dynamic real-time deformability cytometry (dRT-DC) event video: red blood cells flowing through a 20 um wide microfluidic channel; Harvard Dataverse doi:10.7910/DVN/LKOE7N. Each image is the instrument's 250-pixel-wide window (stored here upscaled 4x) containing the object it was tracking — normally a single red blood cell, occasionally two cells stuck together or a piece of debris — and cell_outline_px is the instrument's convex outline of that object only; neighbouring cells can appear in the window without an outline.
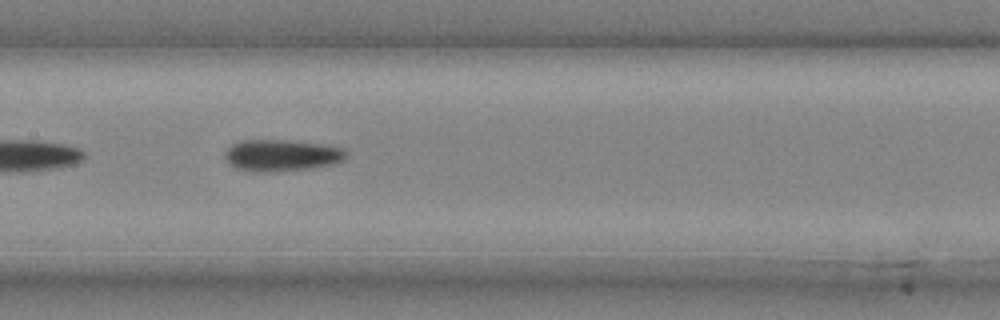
{"species": "common noctule bat (a hibernating species)", "species_latin": "Nyctalus noctula", "temperature_condition": "cold", "stored_images_in_passage": 14, "camera_frame_rate_fps": 3000, "um_per_image_px": 0.085, "animal": {"sex": "male", "body_mass_g": 20.4}, "frame": {"image": 1, "passage_image": 8, "time_ms": 2.333, "image_size_px": [1000, 320], "cell_outline_px": [[348, 156], [344, 160], [336, 164], [312, 168], [268, 172], [252, 172], [236, 168], [224, 156], [228, 148], [232, 144], [240, 140], [280, 140], [328, 144], [344, 148], [348, 152]], "centroid_in_image_um": [24.02, 13.2], "position_along_channel_um": 183.4, "area_um2": 22.6}}